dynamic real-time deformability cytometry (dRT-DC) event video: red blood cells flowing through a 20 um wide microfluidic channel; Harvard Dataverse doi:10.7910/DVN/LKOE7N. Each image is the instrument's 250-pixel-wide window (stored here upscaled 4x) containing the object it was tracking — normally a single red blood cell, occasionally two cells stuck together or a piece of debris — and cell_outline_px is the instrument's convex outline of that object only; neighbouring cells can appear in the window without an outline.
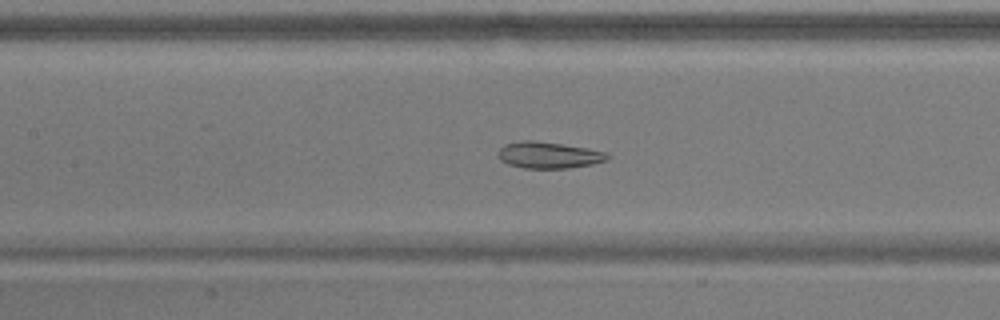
{"species": "common noctule bat (a hibernating species)", "species_latin": "Nyctalus noctula", "temperature_condition": "warm", "stored_images_in_passage": 55, "camera_frame_rate_fps": 3000, "um_per_image_px": 0.085, "animal": {"sex": "male", "body_mass_g": 17.9}, "frame": {"image": 1, "passage_image": 24, "time_ms": 7.667, "image_size_px": [1000, 320], "cell_outline_px": [[612, 156], [608, 160], [592, 164], [568, 168], [524, 168], [508, 164], [500, 160], [500, 148], [504, 144], [520, 140], [532, 140], [588, 148], [604, 152]], "centroid_in_image_um": [46.66, 13.18], "position_along_channel_um": 160.7, "area_um2": 16.76}}
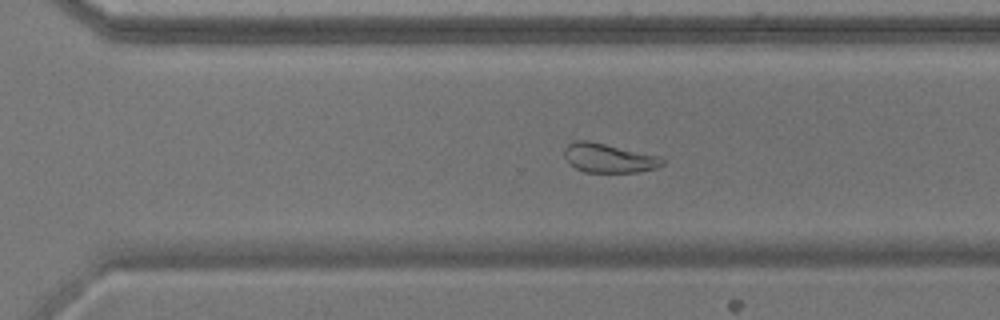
{"frame": {"image": 2, "passage_image": 37, "time_ms": 12.0, "image_size_px": [1000, 320], "cell_outline_px": [[664, 164], [656, 168], [640, 172], [584, 172], [568, 164], [564, 156], [564, 148], [572, 140], [588, 140], [660, 156], [664, 160]], "centroid_in_image_um": [51.71, 13.43], "position_along_channel_um": 318.9, "area_um2": 16.82}}
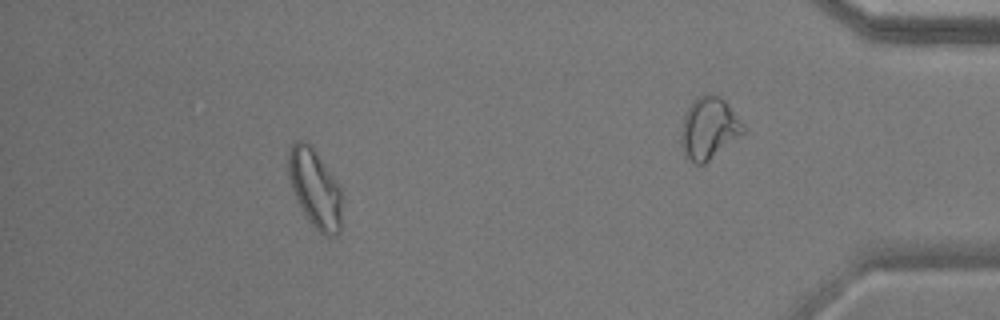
{"frame": {"image": 3, "passage_image": 49, "time_ms": 16.0, "image_size_px": [1000, 320], "cell_outline_px": [[344, 196], [340, 232], [336, 236], [324, 236], [312, 224], [304, 212], [292, 188], [288, 176], [288, 152], [292, 144], [296, 140], [304, 140], [316, 152], [340, 184]], "centroid_in_image_um": [26.83, 16.03], "position_along_channel_um": 408.4, "area_um2": 24.8}, "authors_computed_cell_mechanics": {"area_um2": 22.0218, "velocity_mm_per_s": 3.6635, "shape_relaxation_time_tau1_ms": null, "shape_relaxation_time_tau2_ms": 2.2141, "deformation_change_tau1": null, "deformation_change_tau2": 0.0857}}